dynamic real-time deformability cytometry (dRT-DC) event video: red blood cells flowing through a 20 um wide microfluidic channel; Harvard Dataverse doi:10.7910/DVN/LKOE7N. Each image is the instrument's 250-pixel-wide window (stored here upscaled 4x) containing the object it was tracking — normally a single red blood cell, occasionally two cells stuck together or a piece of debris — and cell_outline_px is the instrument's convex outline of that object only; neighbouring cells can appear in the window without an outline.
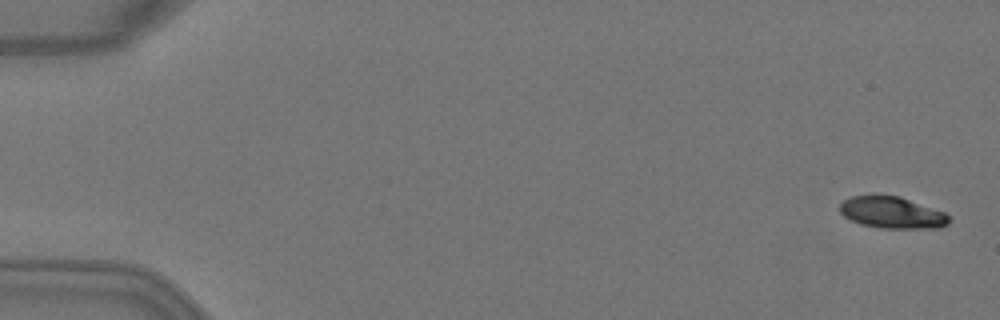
{"species": "Egyptian fruit bat (a non-hibernating species)", "species_latin": "Rousettus aegyptiacus", "temperature_condition": "warm", "stored_images_in_passage": 5, "camera_frame_rate_fps": 3000, "um_per_image_px": 0.085, "animal": {"sex": "female"}, "frame": {"image": 1, "passage_image": 1, "time_ms": 0.0, "image_size_px": [1000, 320], "cell_outline_px": [[952, 220], [948, 224], [940, 228], [880, 228], [860, 224], [844, 216], [840, 212], [840, 204], [844, 200], [852, 196], [900, 196], [944, 212]], "centroid_in_image_um": [75.85, 18.08], "position_along_channel_um": 9.1, "area_um2": 20.0}}